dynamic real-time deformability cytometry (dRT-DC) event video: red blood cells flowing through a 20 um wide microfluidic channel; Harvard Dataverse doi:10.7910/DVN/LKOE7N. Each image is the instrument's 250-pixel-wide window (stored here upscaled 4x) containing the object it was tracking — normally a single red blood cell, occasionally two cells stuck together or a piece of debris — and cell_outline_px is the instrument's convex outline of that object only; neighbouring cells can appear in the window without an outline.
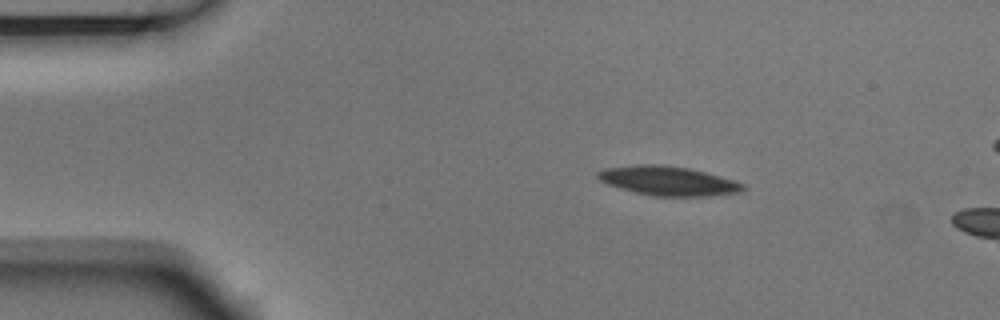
{"species": "Egyptian fruit bat (a non-hibernating species)", "species_latin": "Rousettus aegyptiacus", "temperature_condition": "room temperature", "stored_images_in_passage": 4, "segment_of_instrument_passage": [1, 2], "camera_frame_rate_fps": 3000, "um_per_image_px": 0.085, "animal": {"sex": "male"}, "frame": {"image": 1, "passage_image": 2, "time_ms": 0.333, "image_size_px": [1000, 320], "cell_outline_px": [[748, 188], [740, 192], [712, 196], [652, 196], [620, 188], [608, 184], [600, 180], [596, 176], [596, 172], [604, 168], [640, 164], [660, 164], [688, 168], [720, 176], [744, 184]], "centroid_in_image_um": [56.79, 15.37], "position_along_channel_um": 28.2, "area_um2": 24.74}}